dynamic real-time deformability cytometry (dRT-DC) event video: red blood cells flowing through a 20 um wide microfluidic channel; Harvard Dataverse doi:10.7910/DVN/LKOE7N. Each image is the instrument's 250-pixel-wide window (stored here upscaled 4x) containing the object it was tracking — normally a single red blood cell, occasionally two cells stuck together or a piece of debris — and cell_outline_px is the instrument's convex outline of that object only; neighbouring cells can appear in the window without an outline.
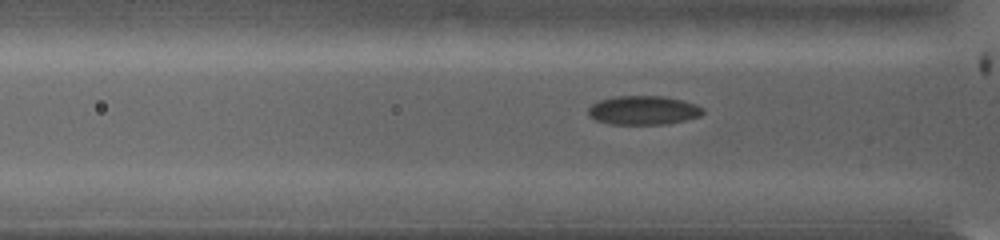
{"species": "common noctule bat (a hibernating species)", "species_latin": "Nyctalus noctula", "temperature_condition": "warm", "stored_images_in_passage": 88, "camera_frame_rate_fps": 5000, "um_per_image_px": 0.085, "animal": {"sex": "female", "body_mass_g": 19.0, "forearm_length_mm": 53.3}, "frame": {"image": 1, "passage_image": 16, "time_ms": 3.0, "image_size_px": [1000, 240], "cell_outline_px": [[704, 112], [700, 116], [668, 124], [612, 124], [596, 120], [588, 116], [588, 108], [592, 104], [600, 100], [616, 96], [664, 96], [696, 104], [704, 108]], "centroid_in_image_um": [54.68, 9.37], "position_along_channel_um": 71.1, "area_um2": 19.31}}
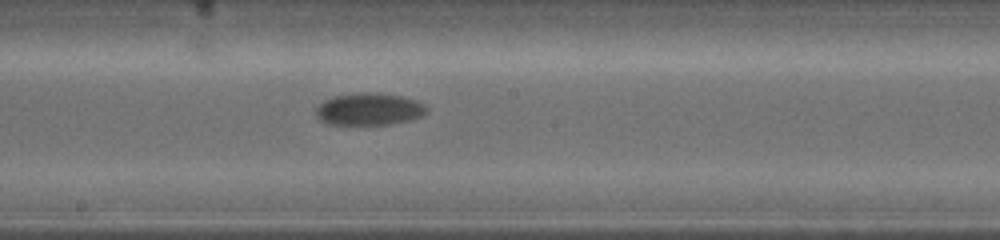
{"frame": {"image": 2, "passage_image": 36, "time_ms": 7.0, "image_size_px": [1000, 240], "cell_outline_px": [[428, 108], [424, 116], [408, 120], [388, 124], [328, 124], [320, 120], [316, 116], [316, 108], [324, 100], [336, 96], [360, 92], [376, 92], [400, 96], [416, 100], [424, 104]], "centroid_in_image_um": [31.38, 9.27], "position_along_channel_um": 216.8, "area_um2": 20.69}}
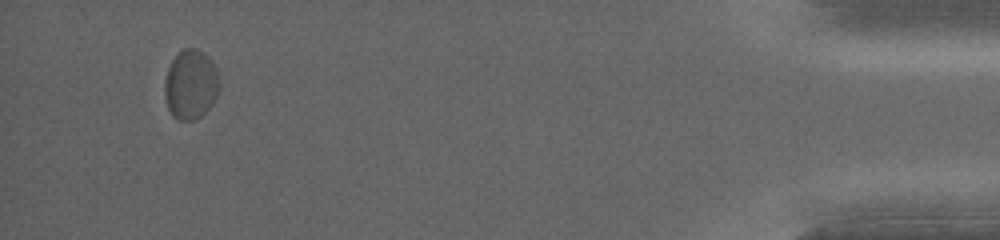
{"frame": {"image": 3, "passage_image": 78, "time_ms": 15.4, "image_size_px": [1000, 240], "cell_outline_px": [[216, 96], [212, 104], [196, 120], [176, 120], [172, 116], [168, 108], [164, 96], [164, 80], [168, 68], [172, 60], [184, 48], [196, 48], [208, 56], [216, 68]], "centroid_in_image_um": [16.15, 7.2], "position_along_channel_um": 419.0, "area_um2": 21.85}, "authors_computed_cell_mechanics": {"area_um2": 19.8254, "velocity_mm_per_s": 3.65, "shape_relaxation_time_tau1_ms": 4.8111, "shape_relaxation_time_tau2_ms": null, "deformation_change_tau1": 0.066, "deformation_change_tau2": null}}